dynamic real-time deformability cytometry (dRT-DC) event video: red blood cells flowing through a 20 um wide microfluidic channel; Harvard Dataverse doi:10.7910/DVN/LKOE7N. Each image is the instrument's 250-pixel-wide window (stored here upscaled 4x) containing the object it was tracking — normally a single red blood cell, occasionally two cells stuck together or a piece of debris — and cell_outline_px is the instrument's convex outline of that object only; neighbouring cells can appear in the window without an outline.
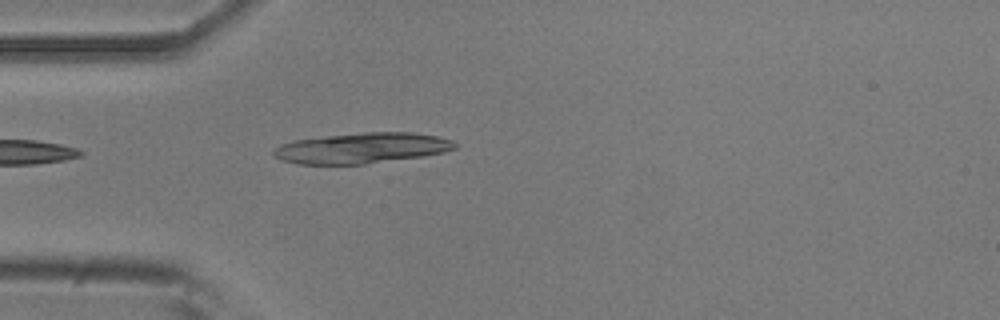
{"species": "common noctule bat (a hibernating species)", "species_latin": "Nyctalus noctula", "temperature_condition": "room temperature", "stored_images_in_passage": 40, "camera_frame_rate_fps": 3000, "um_per_image_px": 0.085, "animal": {"sex": "male", "body_mass_g": 20.5, "forearm_length_mm": 52.5}, "frame": {"image": 1, "passage_image": 2, "time_ms": 0.333, "image_size_px": [1000, 320], "cell_outline_px": [[456, 148], [444, 152], [424, 156], [364, 164], [296, 164], [280, 160], [272, 152], [280, 144], [296, 140], [328, 136], [364, 132], [412, 132], [436, 136], [452, 140], [456, 144]], "centroid_in_image_um": [30.77, 12.59], "position_along_channel_um": 54.2, "area_um2": 32.14}}
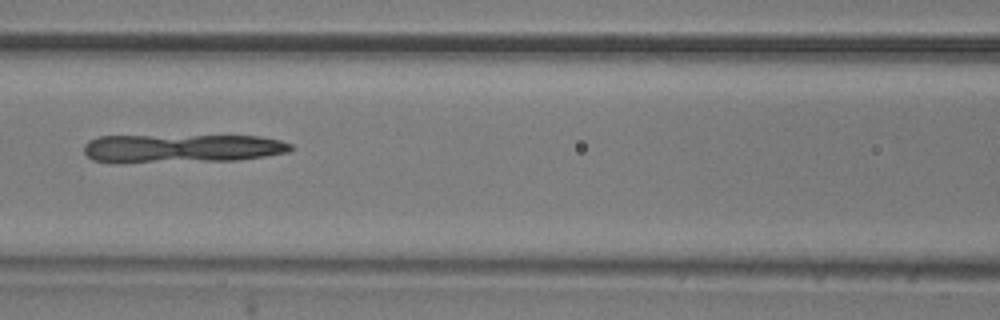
{"frame": {"image": 2, "passage_image": 10, "time_ms": 3.0, "image_size_px": [1000, 320], "cell_outline_px": [[292, 148], [288, 152], [264, 156], [236, 160], [92, 160], [84, 152], [84, 144], [88, 140], [100, 136], [260, 136], [280, 140], [292, 144]], "centroid_in_image_um": [15.55, 12.56], "position_along_channel_um": 151.1, "area_um2": 32.95}}